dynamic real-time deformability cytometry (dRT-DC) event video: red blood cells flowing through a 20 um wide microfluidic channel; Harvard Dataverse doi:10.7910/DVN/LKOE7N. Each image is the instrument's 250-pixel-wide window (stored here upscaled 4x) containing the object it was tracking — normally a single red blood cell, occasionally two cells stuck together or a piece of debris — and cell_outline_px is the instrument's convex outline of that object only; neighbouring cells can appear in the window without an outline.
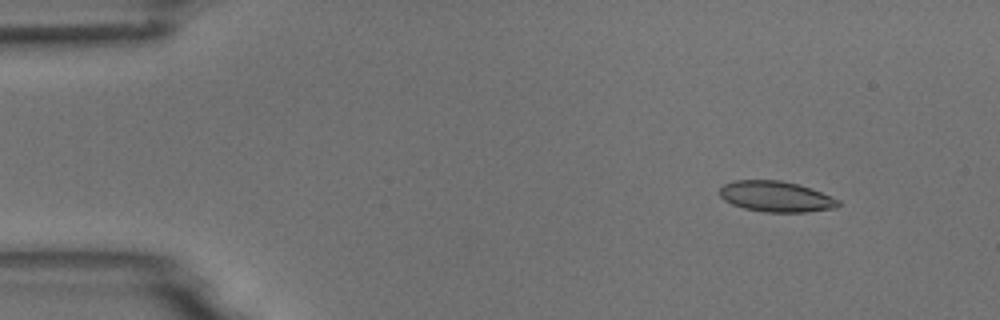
{"species": "common noctule bat (a hibernating species)", "species_latin": "Nyctalus noctula", "temperature_condition": "room temperature", "stored_images_in_passage": 5, "camera_frame_rate_fps": 3000, "um_per_image_px": 0.085, "animal": {"sex": "male", "body_mass_g": 18.8}, "frame": {"image": 1, "passage_image": 1, "time_ms": 0.0, "image_size_px": [1000, 320], "cell_outline_px": [[840, 204], [836, 208], [808, 212], [764, 212], [744, 208], [732, 204], [724, 200], [720, 196], [720, 188], [724, 184], [732, 180], [780, 180], [796, 184], [832, 196], [840, 200]], "centroid_in_image_um": [65.95, 16.71], "position_along_channel_um": 19.0, "area_um2": 21.21}}